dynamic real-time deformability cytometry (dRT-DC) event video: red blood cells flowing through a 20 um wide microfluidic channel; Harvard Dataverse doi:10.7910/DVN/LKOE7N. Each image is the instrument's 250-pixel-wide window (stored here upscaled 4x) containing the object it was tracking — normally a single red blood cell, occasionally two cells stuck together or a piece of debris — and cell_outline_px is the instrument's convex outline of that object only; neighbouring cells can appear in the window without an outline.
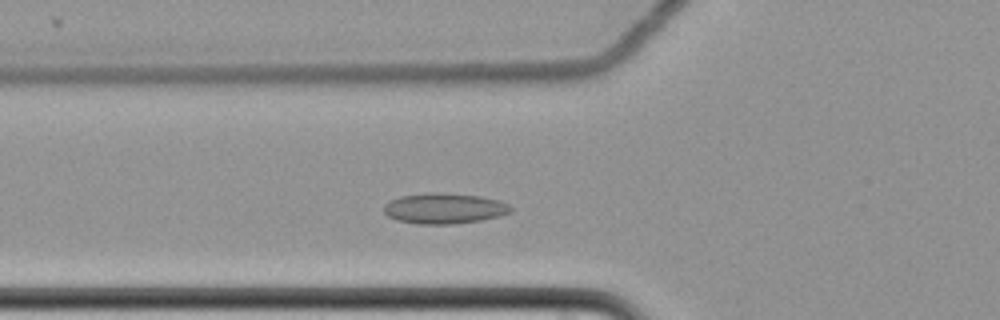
{"species": "common noctule bat (a hibernating species)", "species_latin": "Nyctalus noctula", "temperature_condition": "cold", "stored_images_in_passage": 52, "camera_frame_rate_fps": 3000, "um_per_image_px": 0.085, "animal": {"sex": "female", "body_mass_g": 22.7, "forearm_length_mm": 54.2}, "frame": {"image": 1, "passage_image": 14, "time_ms": 4.333, "image_size_px": [1000, 320], "cell_outline_px": [[512, 212], [500, 216], [480, 220], [452, 224], [420, 224], [396, 220], [388, 216], [384, 212], [384, 204], [388, 200], [400, 196], [428, 192], [440, 192], [480, 196], [496, 200], [508, 204], [512, 208]], "centroid_in_image_um": [37.73, 17.71], "position_along_channel_um": 88.1, "area_um2": 22.72}}
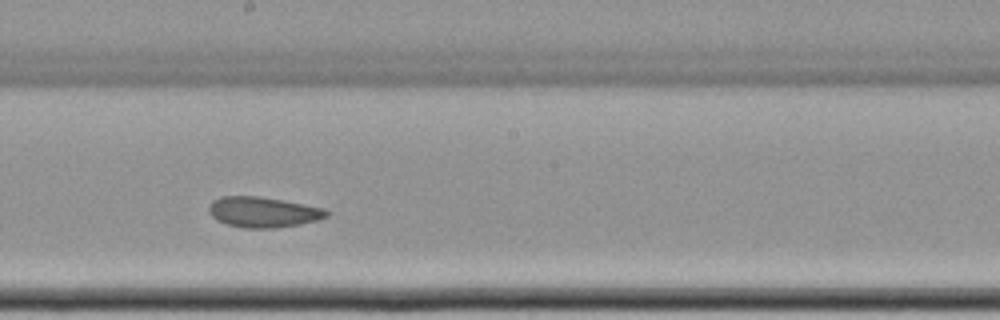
{"frame": {"image": 2, "passage_image": 26, "time_ms": 8.333, "image_size_px": [1000, 320], "cell_outline_px": [[332, 212], [328, 216], [316, 220], [300, 224], [276, 228], [244, 228], [228, 224], [216, 220], [208, 212], [208, 204], [212, 200], [220, 196], [260, 196], [324, 208]], "centroid_in_image_um": [22.34, 18.02], "position_along_channel_um": 225.9, "area_um2": 21.04}}
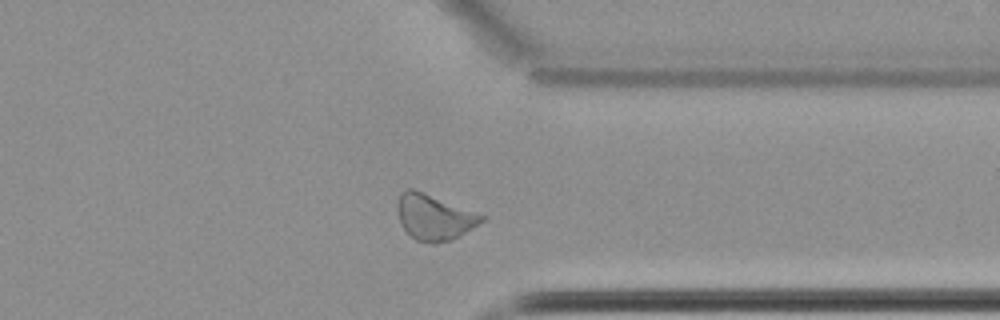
{"frame": {"image": 3, "passage_image": 39, "time_ms": 12.667, "image_size_px": [1000, 320], "cell_outline_px": [[488, 216], [484, 220], [472, 228], [452, 240], [436, 244], [432, 244], [416, 240], [400, 224], [396, 208], [396, 204], [400, 192], [408, 188], [412, 188]], "centroid_in_image_um": [36.89, 18.46], "position_along_channel_um": 374.5, "area_um2": 22.54}, "authors_computed_cell_mechanics": {"area_um2": 21.9062, "velocity_mm_per_s": 3.4543, "shape_relaxation_time_tau1_ms": null, "shape_relaxation_time_tau2_ms": 2.5487, "deformation_change_tau1": null, "deformation_change_tau2": 0.0879}}